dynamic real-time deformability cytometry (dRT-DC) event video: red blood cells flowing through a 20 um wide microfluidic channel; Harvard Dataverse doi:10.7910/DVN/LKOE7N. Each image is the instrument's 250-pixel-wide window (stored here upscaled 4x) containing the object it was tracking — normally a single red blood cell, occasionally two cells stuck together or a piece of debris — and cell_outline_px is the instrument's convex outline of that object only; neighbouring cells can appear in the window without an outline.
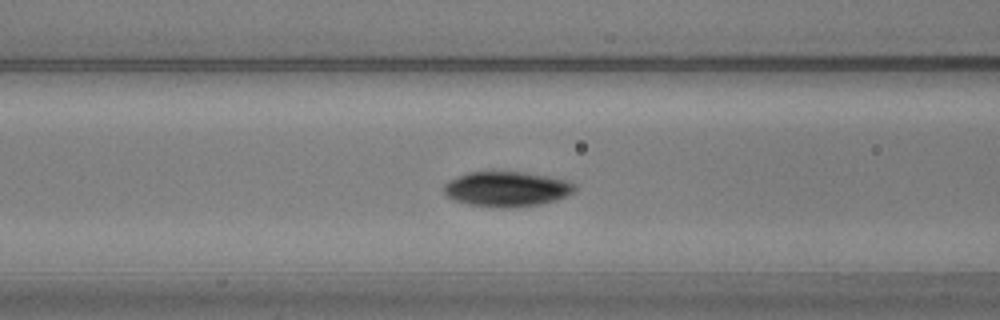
{"species": "common noctule bat (a hibernating species)", "species_latin": "Nyctalus noctula", "temperature_condition": "warm", "stored_images_in_passage": 42, "camera_frame_rate_fps": 3000, "um_per_image_px": 0.085, "animal": {"sex": "male", "body_mass_g": 20.5, "forearm_length_mm": 52.5}, "frame": {"image": 1, "passage_image": 8, "time_ms": 2.333, "image_size_px": [1000, 320], "cell_outline_px": [[576, 188], [572, 192], [556, 200], [540, 204], [468, 204], [452, 200], [444, 192], [444, 184], [468, 172], [492, 168], [524, 172], [548, 176], [568, 180], [576, 184]], "centroid_in_image_um": [43.07, 15.96], "position_along_channel_um": 123.5, "area_um2": 26.24}}
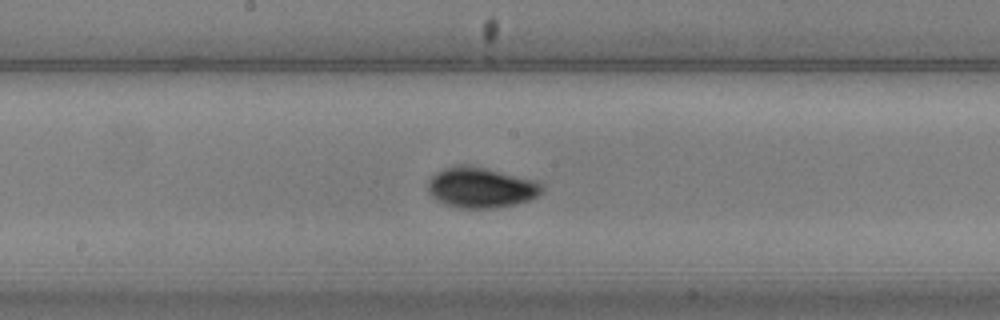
{"frame": {"image": 2, "passage_image": 15, "time_ms": 4.667, "image_size_px": [1000, 320], "cell_outline_px": [[544, 192], [528, 200], [516, 204], [492, 208], [460, 208], [444, 204], [432, 196], [428, 192], [428, 180], [436, 172], [444, 168], [456, 164], [468, 164], [532, 180], [544, 184]], "centroid_in_image_um": [40.85, 15.94], "position_along_channel_um": 207.3, "area_um2": 26.82}}
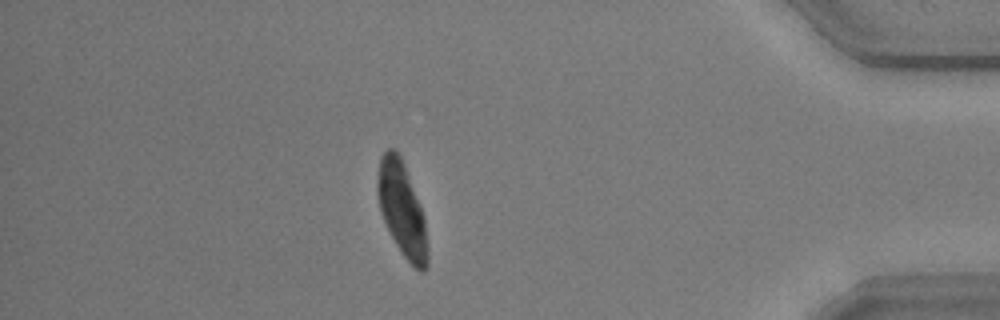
{"frame": {"image": 3, "passage_image": 35, "time_ms": 11.333, "image_size_px": [1000, 320], "cell_outline_px": [[428, 268], [424, 272], [420, 272], [400, 252], [380, 212], [376, 192], [376, 184], [380, 156], [388, 148], [396, 148], [400, 152], [424, 216], [428, 248]], "centroid_in_image_um": [34.16, 17.76], "position_along_channel_um": 401.0, "area_um2": 27.69}, "authors_computed_cell_mechanics": {"area_um2": 26.588, "velocity_mm_per_s": 3.5835, "shape_relaxation_time_tau1_ms": 3.3273, "shape_relaxation_time_tau2_ms": null, "deformation_change_tau1": 0.1697, "deformation_change_tau2": null}}